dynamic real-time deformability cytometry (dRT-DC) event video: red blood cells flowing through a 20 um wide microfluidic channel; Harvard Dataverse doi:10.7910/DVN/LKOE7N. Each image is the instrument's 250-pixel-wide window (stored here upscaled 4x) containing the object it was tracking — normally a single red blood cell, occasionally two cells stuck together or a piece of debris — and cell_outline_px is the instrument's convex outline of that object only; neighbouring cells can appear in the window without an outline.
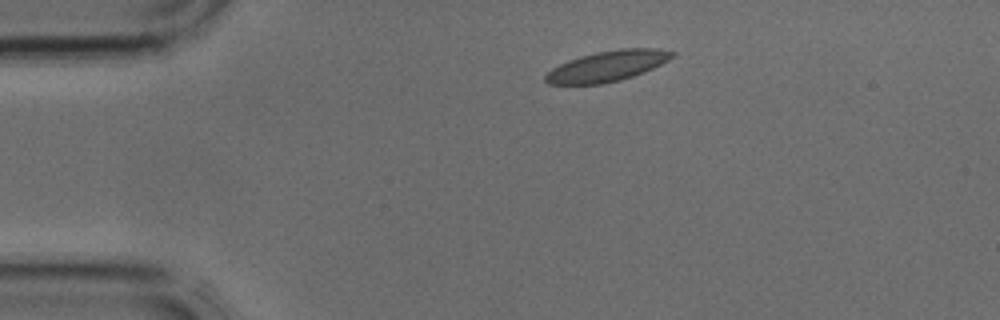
{"species": "common noctule bat (a hibernating species)", "species_latin": "Nyctalus noctula", "temperature_condition": "cold", "stored_images_in_passage": 2, "camera_frame_rate_fps": 3000, "um_per_image_px": 0.085, "animal": {"sex": "male", "body_mass_g": 17.9, "forearm_length_mm": 54.2}, "frame": {"image": 1, "passage_image": 2, "time_ms": 0.333, "image_size_px": [1000, 320], "cell_outline_px": [[676, 56], [644, 72], [620, 80], [604, 84], [548, 84], [544, 80], [544, 76], [552, 68], [568, 60], [580, 56], [596, 52], [620, 48], [656, 48], [676, 52]], "centroid_in_image_um": [51.63, 5.61], "position_along_channel_um": 33.4, "area_um2": 22.6}}